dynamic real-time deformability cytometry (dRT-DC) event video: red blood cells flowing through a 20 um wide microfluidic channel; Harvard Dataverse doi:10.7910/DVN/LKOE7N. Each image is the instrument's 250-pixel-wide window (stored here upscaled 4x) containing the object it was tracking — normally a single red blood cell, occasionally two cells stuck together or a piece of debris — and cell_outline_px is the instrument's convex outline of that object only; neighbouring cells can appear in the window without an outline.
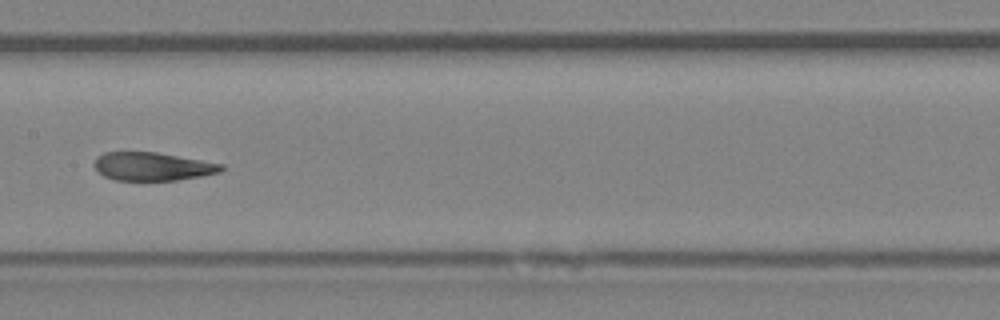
{"species": "Egyptian fruit bat (a non-hibernating species)", "species_latin": "Rousettus aegyptiacus", "temperature_condition": "room temperature", "stored_images_in_passage": 35, "camera_frame_rate_fps": 3000, "um_per_image_px": 0.085, "animal": {"sex": "female"}, "frame": {"image": 1, "passage_image": 25, "time_ms": 8.0, "image_size_px": [1000, 320], "cell_outline_px": [[224, 168], [220, 172], [200, 176], [176, 180], [116, 180], [104, 176], [96, 168], [96, 156], [104, 152], [156, 152], [224, 164]], "centroid_in_image_um": [12.98, 14.14], "position_along_channel_um": 194.4, "area_um2": 20.69}}